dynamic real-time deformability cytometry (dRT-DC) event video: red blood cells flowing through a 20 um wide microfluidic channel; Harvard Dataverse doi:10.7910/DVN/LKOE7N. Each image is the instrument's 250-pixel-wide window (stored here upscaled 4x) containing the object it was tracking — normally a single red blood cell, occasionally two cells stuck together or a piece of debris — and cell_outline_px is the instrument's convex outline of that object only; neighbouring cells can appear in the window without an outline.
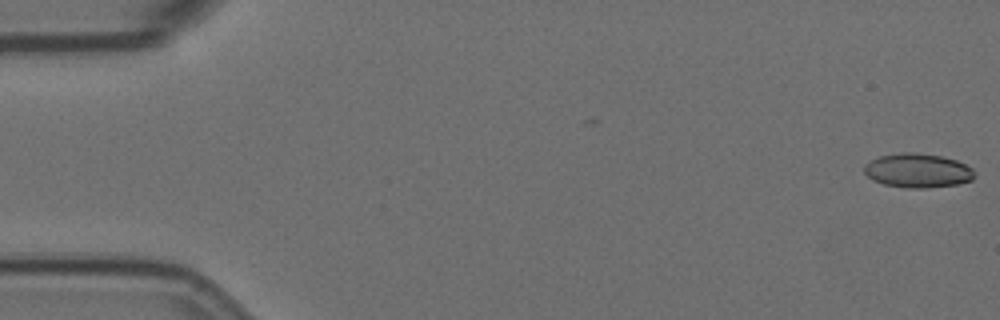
{"species": "Egyptian fruit bat (a non-hibernating species)", "species_latin": "Rousettus aegyptiacus", "temperature_condition": "room temperature", "stored_images_in_passage": 56, "camera_frame_rate_fps": 3000, "um_per_image_px": 0.085, "animal": {"sex": "female"}, "frame": {"image": 1, "passage_image": 1, "time_ms": 0.0, "image_size_px": [1000, 320], "cell_outline_px": [[976, 176], [972, 180], [956, 184], [924, 188], [908, 188], [884, 184], [872, 180], [864, 172], [864, 164], [880, 156], [900, 152], [912, 152], [944, 156], [956, 160], [972, 168]], "centroid_in_image_um": [78.0, 14.49], "position_along_channel_um": 7.0, "area_um2": 21.96}}
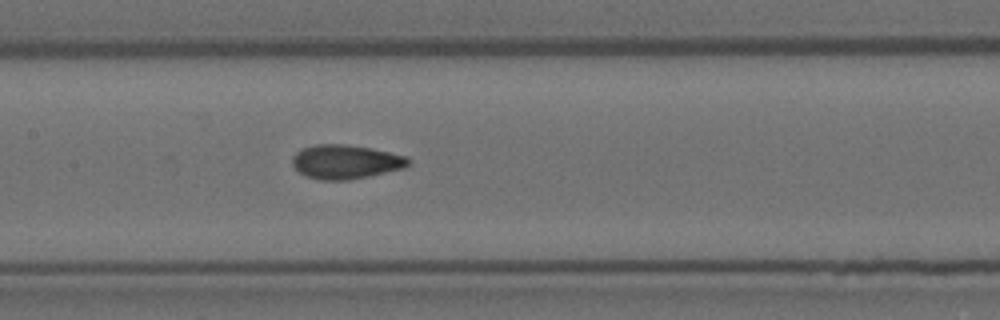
{"frame": {"image": 2, "passage_image": 27, "time_ms": 8.667, "image_size_px": [1000, 320], "cell_outline_px": [[412, 164], [404, 168], [368, 176], [348, 180], [320, 180], [308, 176], [300, 172], [292, 164], [292, 156], [300, 148], [316, 144], [344, 144], [372, 148], [408, 156]], "centroid_in_image_um": [29.4, 13.74], "position_along_channel_um": 178.0, "area_um2": 23.18}}
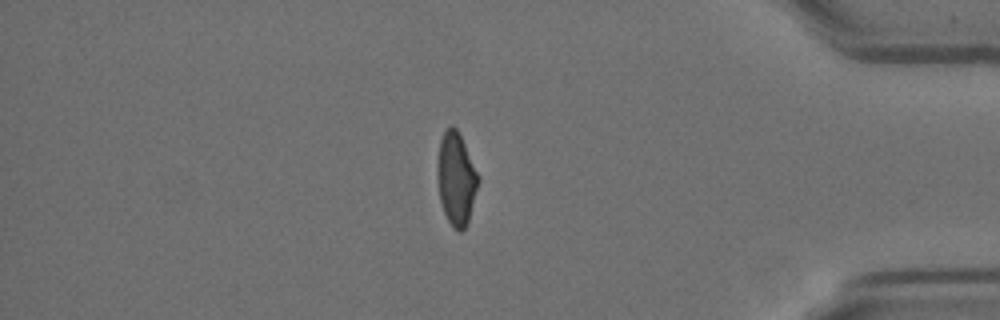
{"frame": {"image": 3, "passage_image": 48, "time_ms": 15.667, "image_size_px": [1000, 320], "cell_outline_px": [[480, 180], [468, 224], [460, 232], [452, 228], [444, 212], [440, 200], [436, 172], [440, 140], [444, 132], [452, 124], [456, 128], [480, 176]], "centroid_in_image_um": [38.78, 15.23], "position_along_channel_um": 396.4, "area_um2": 22.2}, "authors_computed_cell_mechanics": {"area_um2": 22.3108, "velocity_mm_per_s": 3.6144, "shape_relaxation_time_tau1_ms": 7.2452, "shape_relaxation_time_tau2_ms": 1.0651, "deformation_change_tau1": 0.1873, "deformation_change_tau2": 0.0702}}